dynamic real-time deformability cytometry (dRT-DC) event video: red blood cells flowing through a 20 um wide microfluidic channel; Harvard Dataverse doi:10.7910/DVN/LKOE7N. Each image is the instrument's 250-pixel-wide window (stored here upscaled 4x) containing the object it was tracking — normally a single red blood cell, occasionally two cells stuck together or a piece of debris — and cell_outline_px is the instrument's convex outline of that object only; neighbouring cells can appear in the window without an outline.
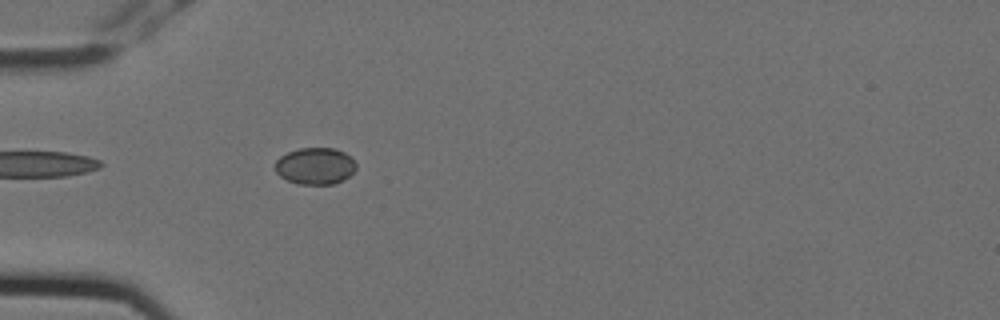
{"species": "Egyptian fruit bat (a non-hibernating species)", "species_latin": "Rousettus aegyptiacus", "temperature_condition": "cold", "stored_images_in_passage": 6, "camera_frame_rate_fps": 3000, "um_per_image_px": 0.085, "animal": {"sex": "female"}, "frame": {"image": 1, "passage_image": 6, "time_ms": 1.667, "image_size_px": [1000, 320], "cell_outline_px": [[356, 168], [344, 180], [332, 184], [296, 184], [280, 176], [276, 172], [276, 160], [280, 156], [288, 152], [300, 148], [336, 148], [344, 152], [356, 164]], "centroid_in_image_um": [26.78, 14.11], "position_along_channel_um": 58.2, "area_um2": 17.22}}